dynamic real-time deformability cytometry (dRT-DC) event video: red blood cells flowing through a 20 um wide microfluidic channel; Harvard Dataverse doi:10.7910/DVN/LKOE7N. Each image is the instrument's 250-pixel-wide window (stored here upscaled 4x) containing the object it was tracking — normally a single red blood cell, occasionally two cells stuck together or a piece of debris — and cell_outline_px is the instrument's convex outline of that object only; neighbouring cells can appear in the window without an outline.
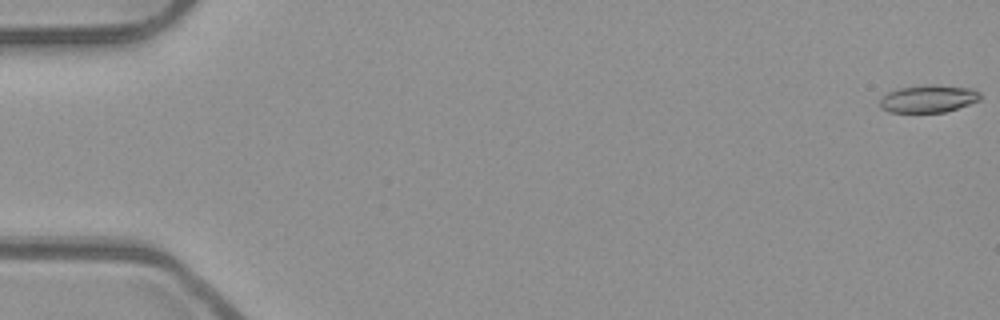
{"species": "common noctule bat (a hibernating species)", "species_latin": "Nyctalus noctula", "temperature_condition": "room temperature", "stored_images_in_passage": 16, "camera_frame_rate_fps": 3000, "um_per_image_px": 0.085, "animal": {"sex": "male", "body_mass_g": 23.1, "forearm_length_mm": 52.7}, "frame": {"image": 1, "passage_image": 1, "time_ms": 0.0, "image_size_px": [1000, 320], "cell_outline_px": [[980, 100], [944, 112], [888, 112], [880, 108], [880, 100], [888, 92], [900, 88], [928, 84], [936, 84], [972, 88], [980, 92]], "centroid_in_image_um": [78.91, 8.38], "position_along_channel_um": 6.1, "area_um2": 16.07}}
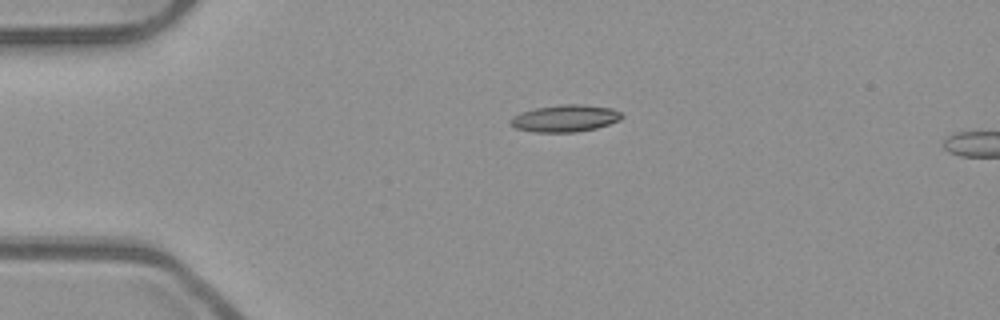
{"frame": {"image": 2, "passage_image": 13, "time_ms": 4.0, "image_size_px": [1000, 320], "cell_outline_px": [[624, 116], [620, 120], [596, 128], [576, 132], [536, 132], [516, 128], [508, 120], [512, 116], [520, 112], [536, 108], [560, 104], [580, 104], [612, 108], [620, 112]], "centroid_in_image_um": [48.03, 10.05], "position_along_channel_um": 37.0, "area_um2": 17.51}}